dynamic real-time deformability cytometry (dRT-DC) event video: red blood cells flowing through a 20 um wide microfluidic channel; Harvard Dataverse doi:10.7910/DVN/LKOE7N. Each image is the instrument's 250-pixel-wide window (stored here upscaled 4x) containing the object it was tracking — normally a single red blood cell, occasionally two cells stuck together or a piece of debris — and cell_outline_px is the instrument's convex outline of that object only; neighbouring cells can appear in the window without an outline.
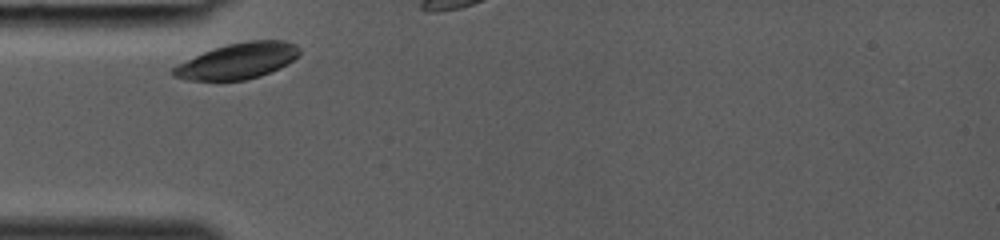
{"species": "common noctule bat (a hibernating species)", "species_latin": "Nyctalus noctula", "temperature_condition": "room temperature", "stored_images_in_passage": 3, "camera_frame_rate_fps": 3000, "um_per_image_px": 0.085, "animal": {"sex": "female", "body_mass_g": 19.0, "forearm_length_mm": 53.3}, "frame": {"image": 1, "passage_image": 1, "time_ms": 0.0, "image_size_px": [1000, 240], "cell_outline_px": [[300, 52], [288, 64], [280, 68], [260, 76], [244, 80], [188, 80], [172, 76], [168, 72], [176, 64], [204, 52], [228, 44], [248, 40], [284, 40], [296, 44], [300, 48]], "centroid_in_image_um": [20.19, 5.18], "position_along_channel_um": 64.8, "area_um2": 26.36}}